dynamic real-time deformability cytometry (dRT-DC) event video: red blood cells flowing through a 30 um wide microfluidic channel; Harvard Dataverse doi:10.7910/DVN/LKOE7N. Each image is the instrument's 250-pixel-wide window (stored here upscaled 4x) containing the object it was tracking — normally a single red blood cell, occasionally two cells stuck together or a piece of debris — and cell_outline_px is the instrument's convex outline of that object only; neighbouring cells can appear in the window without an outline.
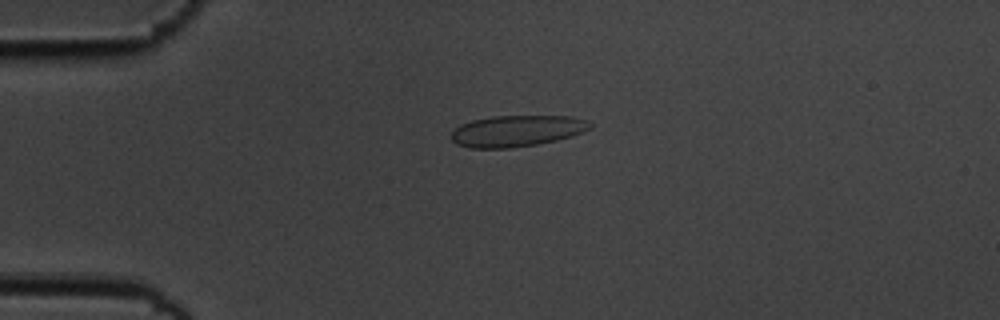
{"species": "common noctule bat (a hibernating species)", "species_latin": "Nyctalus noctula", "temperature_condition": "cold", "stored_images_in_passage": 4, "camera_frame_rate_fps": 3000, "um_per_image_px": 0.085, "animal": {"sex": "male", "body_mass_g": 19.5, "forearm_length_mm": 54.6}, "frame": {"image": 1, "passage_image": 3, "time_ms": 0.667, "image_size_px": [1000, 320], "cell_outline_px": [[592, 128], [584, 132], [572, 136], [556, 140], [536, 144], [512, 148], [468, 148], [456, 144], [452, 140], [452, 132], [460, 124], [472, 120], [492, 116], [572, 116], [588, 120], [592, 124]], "centroid_in_image_um": [43.95, 11.13], "position_along_channel_um": 41.0, "area_um2": 25.49}}